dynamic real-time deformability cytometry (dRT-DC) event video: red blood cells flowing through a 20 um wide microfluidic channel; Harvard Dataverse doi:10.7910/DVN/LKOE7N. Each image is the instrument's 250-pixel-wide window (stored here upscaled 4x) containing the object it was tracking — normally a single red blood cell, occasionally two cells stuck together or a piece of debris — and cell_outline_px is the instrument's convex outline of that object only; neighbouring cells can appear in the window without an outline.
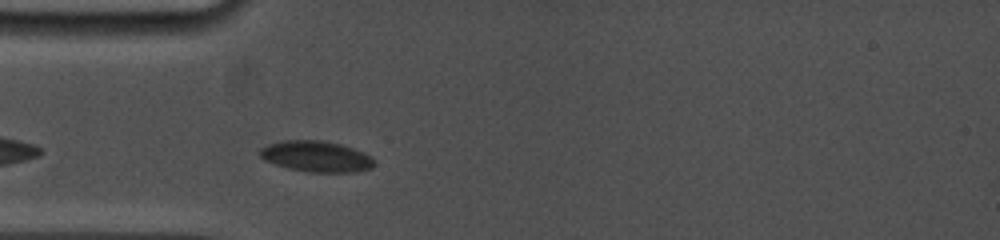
{"species": "common noctule bat (a hibernating species)", "species_latin": "Nyctalus noctula", "temperature_condition": "cold", "stored_images_in_passage": 5, "camera_frame_rate_fps": 5000, "um_per_image_px": 0.085, "animal": {"sex": "female", "body_mass_g": 19.0, "forearm_length_mm": 53.3}, "frame": {"image": 1, "passage_image": 1, "time_ms": 0.0, "image_size_px": [1000, 240], "cell_outline_px": [[376, 164], [372, 168], [356, 172], [312, 172], [288, 168], [264, 160], [260, 156], [260, 148], [268, 144], [280, 140], [324, 140], [340, 144], [364, 152], [372, 156], [376, 160]], "centroid_in_image_um": [26.92, 13.29], "position_along_channel_um": 58.1, "area_um2": 20.81}}